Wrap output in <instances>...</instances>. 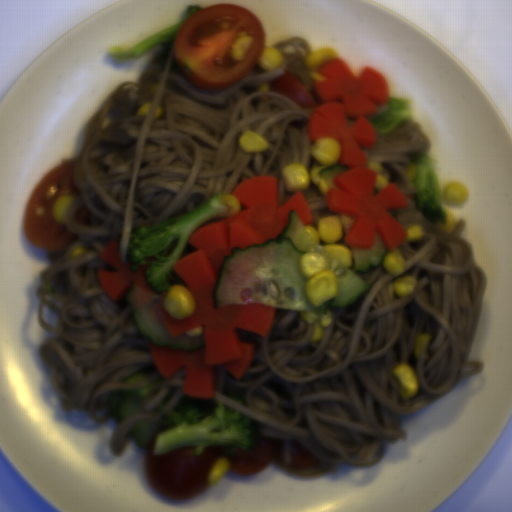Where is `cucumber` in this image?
<instances>
[{
    "mask_svg": "<svg viewBox=\"0 0 512 512\" xmlns=\"http://www.w3.org/2000/svg\"><path fill=\"white\" fill-rule=\"evenodd\" d=\"M161 422H149L147 418L137 419L130 425L127 435L141 448L148 452L154 445L157 433L165 430Z\"/></svg>",
    "mask_w": 512,
    "mask_h": 512,
    "instance_id": "cucumber-5",
    "label": "cucumber"
},
{
    "mask_svg": "<svg viewBox=\"0 0 512 512\" xmlns=\"http://www.w3.org/2000/svg\"><path fill=\"white\" fill-rule=\"evenodd\" d=\"M348 169L347 165H343L340 162L330 165L327 168L321 169L318 175L325 182L327 188H333L336 184L333 183L334 179L341 173Z\"/></svg>",
    "mask_w": 512,
    "mask_h": 512,
    "instance_id": "cucumber-6",
    "label": "cucumber"
},
{
    "mask_svg": "<svg viewBox=\"0 0 512 512\" xmlns=\"http://www.w3.org/2000/svg\"><path fill=\"white\" fill-rule=\"evenodd\" d=\"M149 370H138L134 373H131L127 376L119 378L122 382H140L150 375Z\"/></svg>",
    "mask_w": 512,
    "mask_h": 512,
    "instance_id": "cucumber-7",
    "label": "cucumber"
},
{
    "mask_svg": "<svg viewBox=\"0 0 512 512\" xmlns=\"http://www.w3.org/2000/svg\"><path fill=\"white\" fill-rule=\"evenodd\" d=\"M156 384L154 381L138 389H111L107 398V410L110 417L117 423L129 415L139 413L143 398Z\"/></svg>",
    "mask_w": 512,
    "mask_h": 512,
    "instance_id": "cucumber-3",
    "label": "cucumber"
},
{
    "mask_svg": "<svg viewBox=\"0 0 512 512\" xmlns=\"http://www.w3.org/2000/svg\"><path fill=\"white\" fill-rule=\"evenodd\" d=\"M352 261L356 273H365L371 269H379L390 250L383 243L378 233L371 248H356L350 245Z\"/></svg>",
    "mask_w": 512,
    "mask_h": 512,
    "instance_id": "cucumber-4",
    "label": "cucumber"
},
{
    "mask_svg": "<svg viewBox=\"0 0 512 512\" xmlns=\"http://www.w3.org/2000/svg\"><path fill=\"white\" fill-rule=\"evenodd\" d=\"M126 300L140 335L156 347H169L173 351L195 352L205 346L203 335L187 333L172 337L165 328V299H162L132 282Z\"/></svg>",
    "mask_w": 512,
    "mask_h": 512,
    "instance_id": "cucumber-2",
    "label": "cucumber"
},
{
    "mask_svg": "<svg viewBox=\"0 0 512 512\" xmlns=\"http://www.w3.org/2000/svg\"><path fill=\"white\" fill-rule=\"evenodd\" d=\"M283 231L262 244L232 247L217 271L212 300L214 308L259 303L303 313L323 315L327 310L352 306L369 289L362 280L314 240L295 210ZM320 252L338 285L336 298L316 308L309 300L298 262L306 252Z\"/></svg>",
    "mask_w": 512,
    "mask_h": 512,
    "instance_id": "cucumber-1",
    "label": "cucumber"
}]
</instances>
